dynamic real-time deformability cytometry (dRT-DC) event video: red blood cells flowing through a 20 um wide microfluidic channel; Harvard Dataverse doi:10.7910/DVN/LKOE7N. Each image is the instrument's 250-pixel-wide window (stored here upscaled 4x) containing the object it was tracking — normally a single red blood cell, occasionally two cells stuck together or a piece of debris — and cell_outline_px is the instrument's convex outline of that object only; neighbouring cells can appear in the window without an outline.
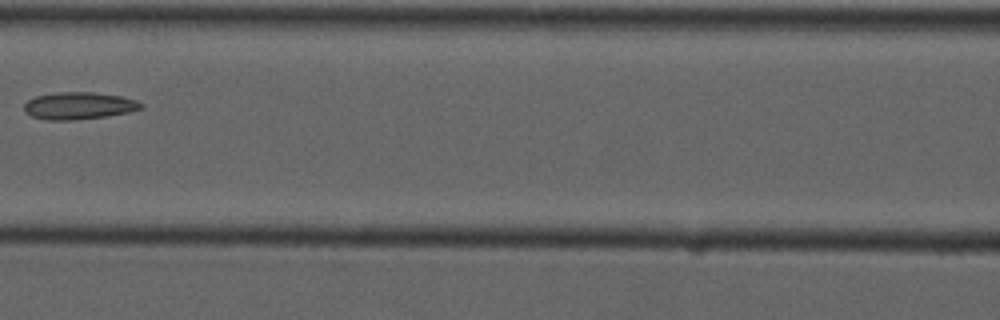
{"species": "common noctule bat (a hibernating species)", "species_latin": "Nyctalus noctula", "temperature_condition": "cold", "stored_images_in_passage": 6, "camera_frame_rate_fps": 3000, "um_per_image_px": 0.085, "animal": {"sex": "male", "forearm_length_mm": 52.5}, "frame": {"image": 1, "passage_image": 5, "time_ms": 5.667, "image_size_px": [1000, 320], "cell_outline_px": [[144, 108], [128, 112], [104, 116], [68, 120], [44, 120], [32, 116], [24, 112], [24, 104], [28, 100], [36, 96], [60, 92], [92, 92], [120, 96], [136, 100], [144, 104]], "centroid_in_image_um": [6.69, 8.98], "position_along_channel_um": 159.9, "area_um2": 18.38}}
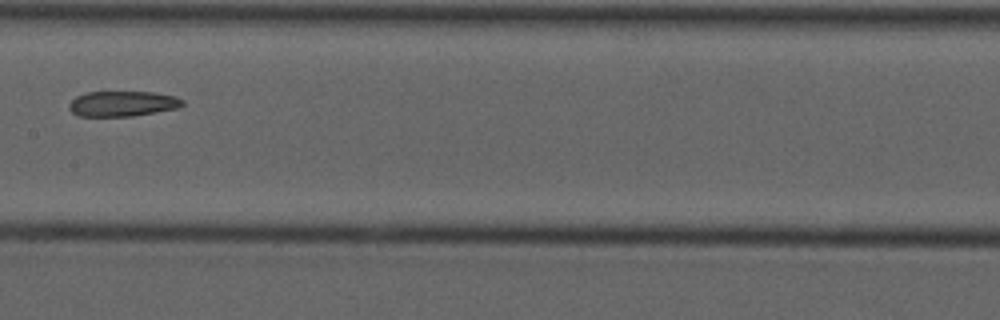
{"frame": {"image": 2, "passage_image": 6, "time_ms": 6.667, "image_size_px": [1000, 320], "cell_outline_px": [[184, 104], [176, 108], [132, 116], [76, 116], [68, 108], [68, 104], [76, 96], [88, 92], [152, 92], [176, 96], [184, 100]], "centroid_in_image_um": [10.39, 8.81], "position_along_channel_um": 197.0, "area_um2": 16.7}}